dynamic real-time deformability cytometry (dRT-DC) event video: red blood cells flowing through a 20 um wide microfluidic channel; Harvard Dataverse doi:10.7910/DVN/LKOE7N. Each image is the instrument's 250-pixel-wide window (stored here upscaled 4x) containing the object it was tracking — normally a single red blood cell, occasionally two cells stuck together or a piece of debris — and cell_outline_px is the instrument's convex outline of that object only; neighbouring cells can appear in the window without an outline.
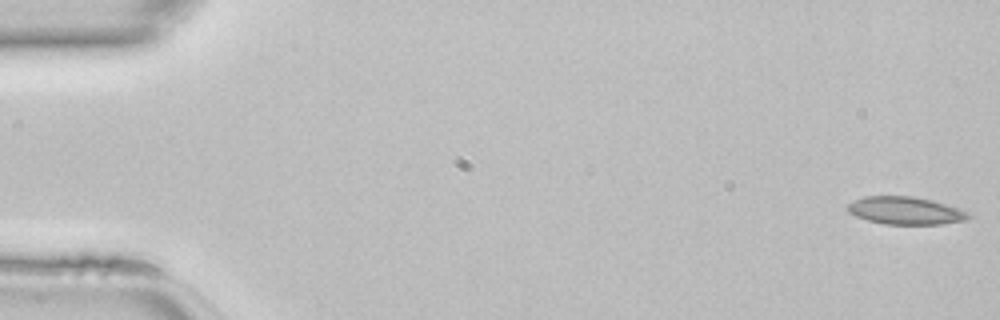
{"species": "common noctule bat (a hibernating species)", "species_latin": "Nyctalus noctula", "temperature_condition": "room temperature", "stored_images_in_passage": 46, "camera_frame_rate_fps": 3000, "um_per_image_px": 0.085, "animal": {"sex": "female", "body_mass_g": 22.7, "forearm_length_mm": 54.2}, "frame": {"image": 1, "passage_image": 1, "time_ms": 0.0, "image_size_px": [1000, 320], "cell_outline_px": [[972, 216], [968, 220], [940, 224], [884, 224], [868, 220], [856, 216], [848, 212], [848, 204], [864, 196], [916, 196], [932, 200], [960, 208]], "centroid_in_image_um": [77.0, 17.9], "position_along_channel_um": 8.0, "area_um2": 19.48}}
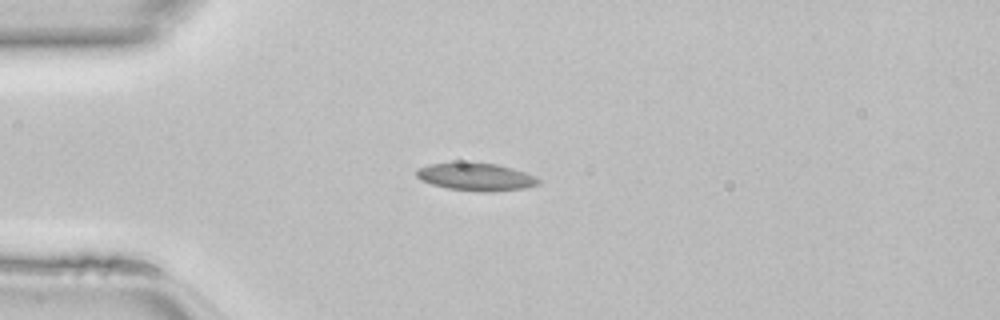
{"frame": {"image": 2, "passage_image": 12, "time_ms": 3.667, "image_size_px": [1000, 320], "cell_outline_px": [[544, 180], [540, 184], [524, 188], [492, 192], [480, 192], [448, 188], [432, 184], [420, 180], [416, 176], [416, 168], [428, 164], [496, 164], [512, 168], [524, 172]], "centroid_in_image_um": [40.49, 15.06], "position_along_channel_um": 44.5, "area_um2": 19.36}}
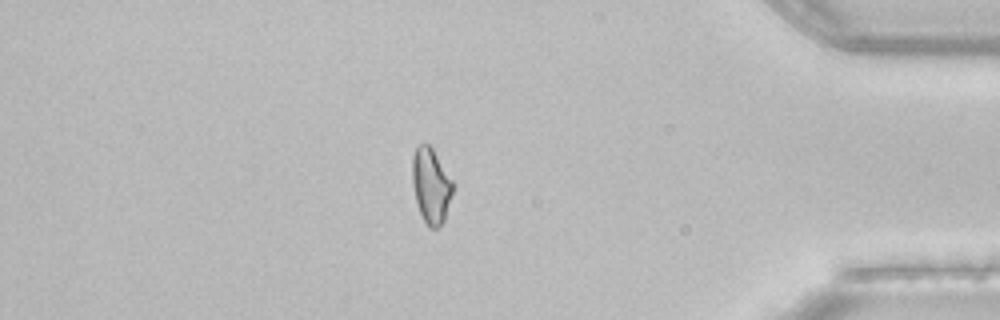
{"frame": {"image": 3, "passage_image": 40, "time_ms": 13.0, "image_size_px": [1000, 320], "cell_outline_px": [[456, 184], [444, 220], [436, 228], [428, 228], [420, 212], [416, 200], [412, 184], [412, 156], [416, 144], [428, 144], [432, 148]], "centroid_in_image_um": [36.65, 15.75], "position_along_channel_um": 398.6, "area_um2": 18.03}}